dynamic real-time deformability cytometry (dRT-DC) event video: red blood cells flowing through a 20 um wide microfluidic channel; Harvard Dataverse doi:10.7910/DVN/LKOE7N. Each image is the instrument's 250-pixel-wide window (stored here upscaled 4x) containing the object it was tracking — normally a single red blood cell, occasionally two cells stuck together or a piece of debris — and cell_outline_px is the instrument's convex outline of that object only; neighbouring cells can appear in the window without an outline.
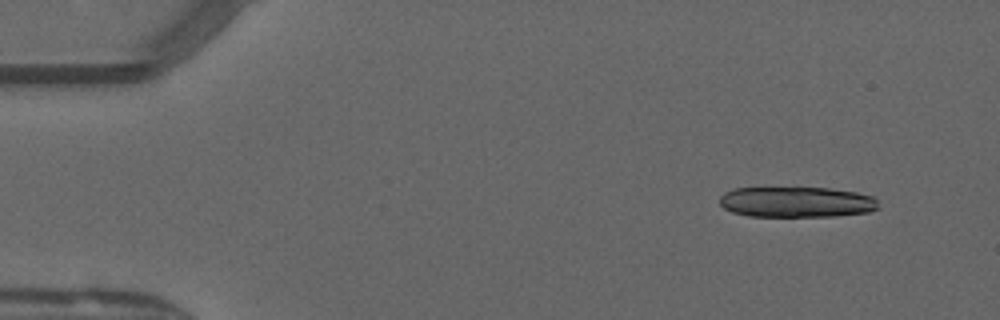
{"species": "common noctule bat (a hibernating species)", "species_latin": "Nyctalus noctula", "temperature_condition": "warm", "stored_images_in_passage": 47, "camera_frame_rate_fps": 3000, "um_per_image_px": 0.085, "animal": {"sex": "male", "forearm_length_mm": 52.5}, "frame": {"image": 1, "passage_image": 1, "time_ms": 0.0, "image_size_px": [1000, 320], "cell_outline_px": [[880, 208], [868, 212], [836, 216], [748, 216], [732, 212], [724, 208], [720, 204], [720, 196], [724, 192], [736, 188], [828, 188], [856, 192], [872, 196], [876, 200]], "centroid_in_image_um": [67.7, 17.17], "position_along_channel_um": 17.3, "area_um2": 28.32}}
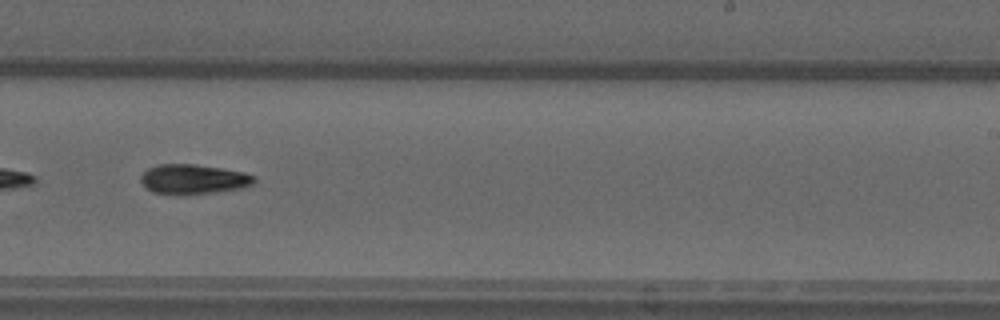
{"frame": {"image": 2, "passage_image": 28, "time_ms": 9.0, "image_size_px": [1000, 320], "cell_outline_px": [[256, 180], [252, 184], [244, 188], [216, 192], [184, 196], [152, 192], [140, 180], [140, 176], [148, 168], [160, 164], [196, 164], [224, 168], [244, 172], [256, 176]], "centroid_in_image_um": [16.47, 15.24], "position_along_channel_um": 272.5, "area_um2": 20.06}}
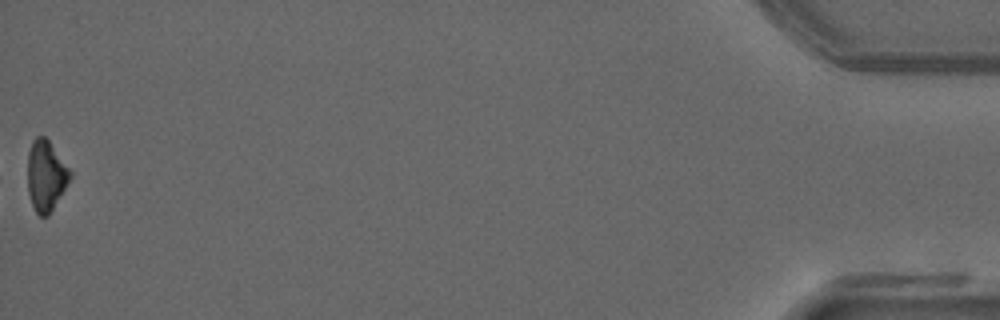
{"frame": {"image": 3, "passage_image": 47, "time_ms": 15.333, "image_size_px": [1000, 320], "cell_outline_px": [[72, 176], [48, 216], [40, 216], [36, 212], [32, 204], [28, 192], [28, 152], [32, 140], [36, 136], [44, 136], [48, 140], [72, 172]], "centroid_in_image_um": [3.89, 14.92], "position_along_channel_um": 431.3, "area_um2": 17.28}, "authors_computed_cell_mechanics": {"area_um2": 19.363, "velocity_mm_per_s": 4.0909, "shape_relaxation_time_tau1_ms": 7.352, "shape_relaxation_time_tau2_ms": null, "deformation_change_tau1": 0.215, "deformation_change_tau2": null}}